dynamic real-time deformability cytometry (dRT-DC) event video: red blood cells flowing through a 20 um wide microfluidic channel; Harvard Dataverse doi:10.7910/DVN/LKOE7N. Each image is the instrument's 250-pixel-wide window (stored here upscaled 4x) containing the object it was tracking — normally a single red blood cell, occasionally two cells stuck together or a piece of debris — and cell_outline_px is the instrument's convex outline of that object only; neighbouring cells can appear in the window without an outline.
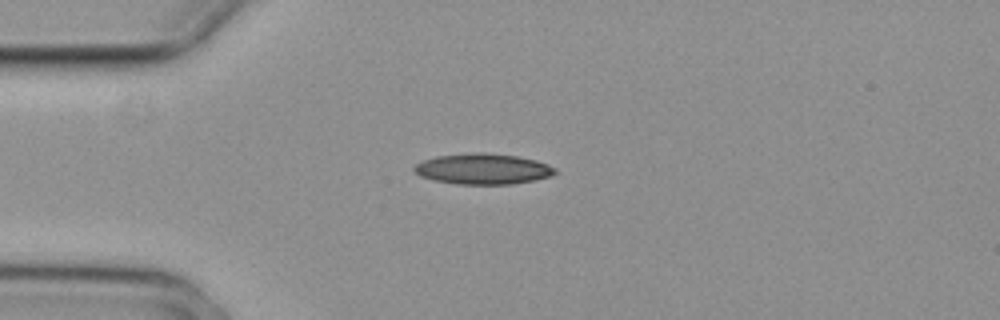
{"species": "common noctule bat (a hibernating species)", "species_latin": "Nyctalus noctula", "temperature_condition": "cold", "stored_images_in_passage": 2, "camera_frame_rate_fps": 3000, "um_per_image_px": 0.085, "animal": {"sex": "female", "body_mass_g": 29.2, "forearm_length_mm": 56.3}, "frame": {"image": 1, "passage_image": 1, "time_ms": 0.0, "image_size_px": [1000, 320], "cell_outline_px": [[556, 172], [552, 176], [536, 180], [512, 184], [456, 184], [436, 180], [420, 176], [412, 168], [416, 164], [424, 160], [436, 156], [476, 152], [484, 152], [516, 156], [536, 160], [548, 164], [556, 168]], "centroid_in_image_um": [41.08, 14.36], "position_along_channel_um": 43.9, "area_um2": 25.2}}